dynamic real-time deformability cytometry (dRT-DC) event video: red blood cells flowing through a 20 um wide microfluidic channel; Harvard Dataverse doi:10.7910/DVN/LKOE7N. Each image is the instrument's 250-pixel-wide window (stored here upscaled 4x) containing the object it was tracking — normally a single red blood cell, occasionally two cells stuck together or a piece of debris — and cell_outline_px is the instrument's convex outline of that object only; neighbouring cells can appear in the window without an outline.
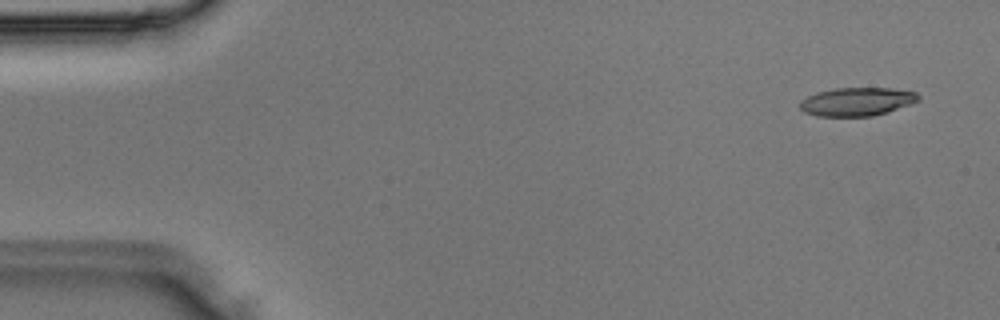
{"species": "Egyptian fruit bat (a non-hibernating species)", "species_latin": "Rousettus aegyptiacus", "temperature_condition": "room temperature", "stored_images_in_passage": 3, "camera_frame_rate_fps": 3000, "um_per_image_px": 0.085, "animal": {"sex": "male"}, "frame": {"image": 1, "passage_image": 1, "time_ms": 0.0, "image_size_px": [1000, 320], "cell_outline_px": [[920, 100], [888, 112], [872, 116], [816, 116], [804, 112], [800, 108], [800, 100], [816, 92], [832, 88], [892, 88], [916, 92], [920, 96]], "centroid_in_image_um": [72.83, 8.63], "position_along_channel_um": 12.2, "area_um2": 19.71}}
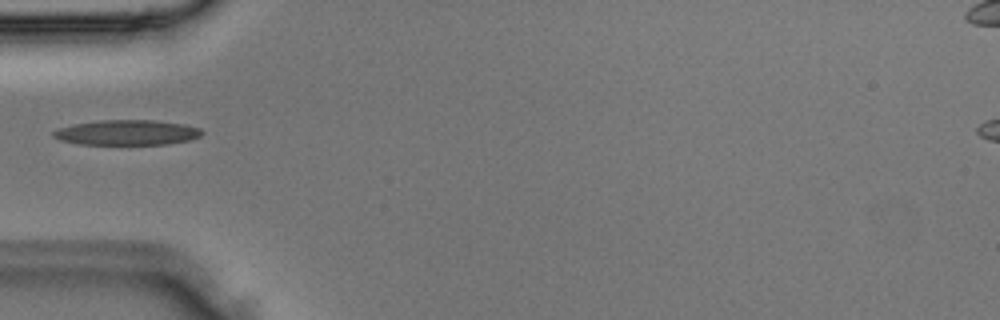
{"frame": {"image": 2, "passage_image": 3, "time_ms": 0.667, "image_size_px": [1000, 320], "cell_outline_px": [[204, 132], [200, 136], [192, 140], [168, 144], [80, 144], [60, 140], [52, 136], [52, 132], [60, 128], [76, 124], [100, 120], [156, 120], [184, 124], [200, 128]], "centroid_in_image_um": [10.85, 11.26], "position_along_channel_um": 74.2, "area_um2": 21.73}}